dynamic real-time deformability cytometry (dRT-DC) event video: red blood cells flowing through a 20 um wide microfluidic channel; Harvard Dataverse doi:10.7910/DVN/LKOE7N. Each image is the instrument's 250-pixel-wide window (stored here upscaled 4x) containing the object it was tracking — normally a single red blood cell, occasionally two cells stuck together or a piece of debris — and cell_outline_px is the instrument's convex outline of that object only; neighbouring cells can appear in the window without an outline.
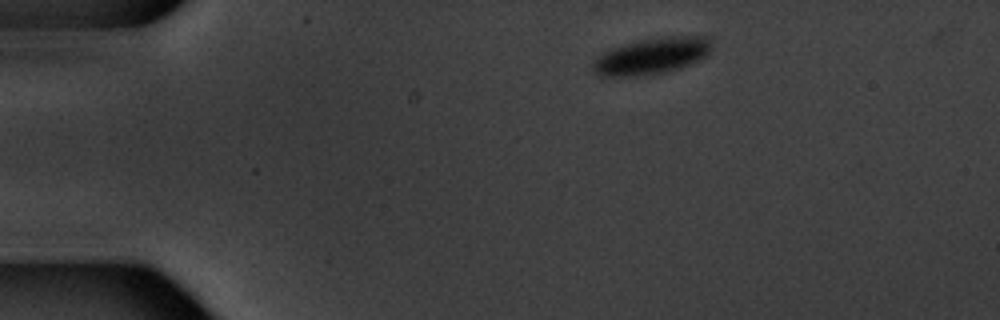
{"species": "common noctule bat (a hibernating species)", "species_latin": "Nyctalus noctula", "temperature_condition": "warm", "stored_images_in_passage": 4, "camera_frame_rate_fps": 3000, "um_per_image_px": 0.085, "animal": {"sex": "male", "body_mass_g": 20.1, "forearm_length_mm": 53.5}, "frame": {"image": 1, "passage_image": 1, "time_ms": 0.0, "image_size_px": [1000, 320], "cell_outline_px": [[712, 48], [700, 60], [680, 68], [668, 72], [644, 76], [600, 76], [592, 68], [592, 64], [596, 56], [612, 48], [640, 40], [656, 36], [708, 36]], "centroid_in_image_um": [55.4, 4.76], "position_along_channel_um": 29.6, "area_um2": 25.37}}
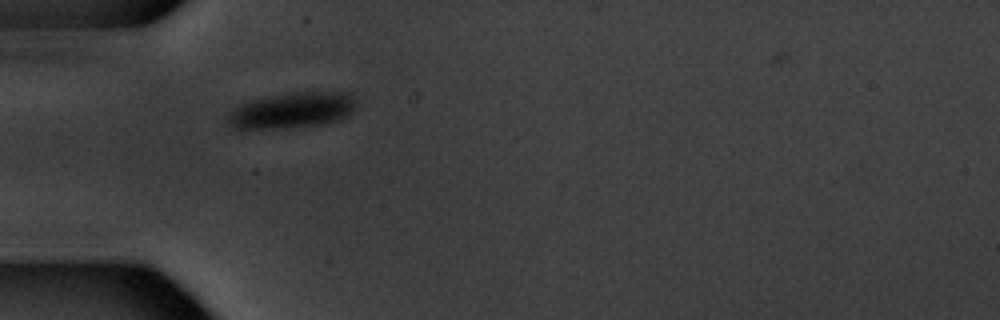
{"frame": {"image": 2, "passage_image": 3, "time_ms": 2.667, "image_size_px": [1000, 320], "cell_outline_px": [[356, 104], [348, 116], [316, 124], [288, 128], [236, 128], [228, 120], [228, 112], [232, 108], [240, 104], [252, 100], [268, 96], [296, 92], [352, 92], [356, 96]], "centroid_in_image_um": [24.85, 9.34], "position_along_channel_um": 60.1, "area_um2": 26.41}}